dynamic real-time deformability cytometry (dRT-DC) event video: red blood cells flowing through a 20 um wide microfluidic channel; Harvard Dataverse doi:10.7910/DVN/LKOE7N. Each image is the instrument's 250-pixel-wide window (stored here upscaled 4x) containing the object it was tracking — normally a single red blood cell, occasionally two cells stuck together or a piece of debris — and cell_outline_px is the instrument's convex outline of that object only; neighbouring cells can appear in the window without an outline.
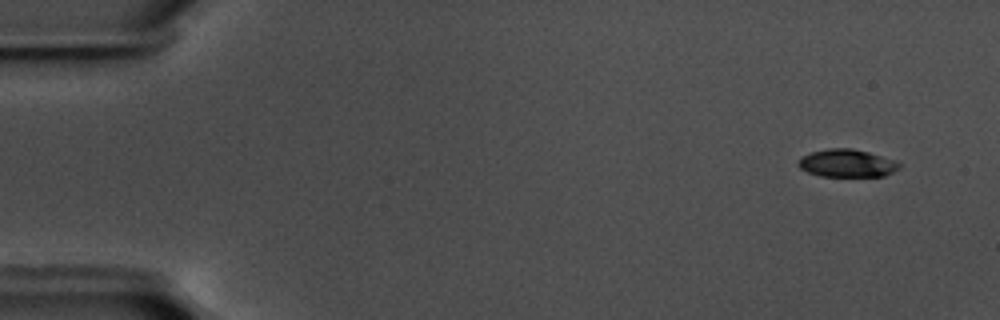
{"species": "common noctule bat (a hibernating species)", "species_latin": "Nyctalus noctula", "temperature_condition": "warm", "stored_images_in_passage": 55, "camera_frame_rate_fps": 3000, "um_per_image_px": 0.085, "animal": {"sex": "male", "body_mass_g": 17.5, "forearm_length_mm": 52.3}, "frame": {"image": 1, "passage_image": 1, "time_ms": 0.0, "image_size_px": [1000, 320], "cell_outline_px": [[884, 172], [876, 176], [828, 176], [812, 172], [804, 168], [800, 164], [800, 160], [816, 152], [860, 152], [868, 156]], "centroid_in_image_um": [71.49, 13.97], "position_along_channel_um": 13.5, "area_um2": 11.62}}
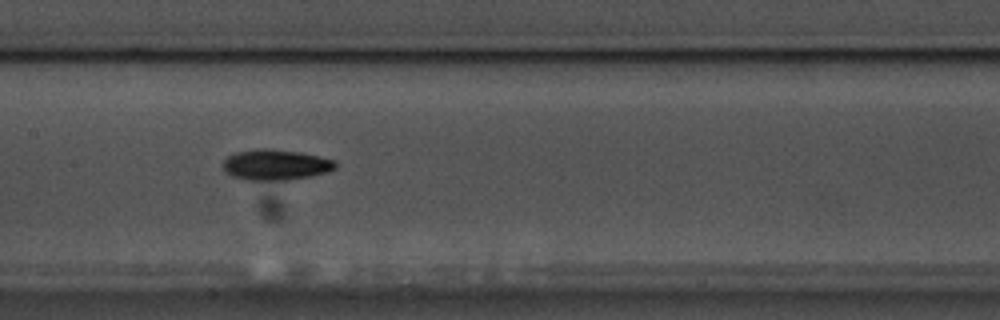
{"frame": {"image": 2, "passage_image": 26, "time_ms": 8.333, "image_size_px": [1000, 320], "cell_outline_px": [[332, 164], [328, 168], [316, 172], [288, 176], [248, 176], [236, 172], [228, 168], [228, 160], [236, 156], [252, 152], [276, 152], [308, 156], [328, 160]], "centroid_in_image_um": [23.47, 13.97], "position_along_channel_um": 183.9, "area_um2": 14.1}}
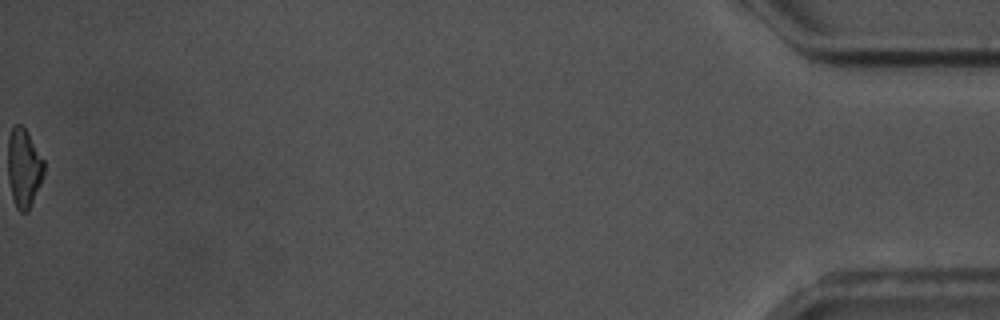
{"frame": {"image": 3, "passage_image": 55, "time_ms": 18.0, "image_size_px": [1000, 320], "cell_outline_px": [[44, 168], [40, 180], [28, 208], [16, 204], [12, 188], [12, 132], [24, 128], [44, 164]], "centroid_in_image_um": [2.12, 14.29], "position_along_channel_um": 433.1, "area_um2": 13.01}, "authors_computed_cell_mechanics": {"area_um2": 13.6986, "velocity_mm_per_s": 3.6159, "shape_relaxation_time_tau1_ms": 6.5859, "shape_relaxation_time_tau2_ms": null, "deformation_change_tau1": 0.193, "deformation_change_tau2": null}}